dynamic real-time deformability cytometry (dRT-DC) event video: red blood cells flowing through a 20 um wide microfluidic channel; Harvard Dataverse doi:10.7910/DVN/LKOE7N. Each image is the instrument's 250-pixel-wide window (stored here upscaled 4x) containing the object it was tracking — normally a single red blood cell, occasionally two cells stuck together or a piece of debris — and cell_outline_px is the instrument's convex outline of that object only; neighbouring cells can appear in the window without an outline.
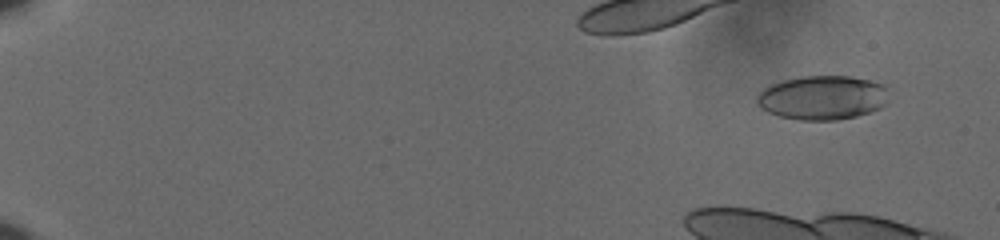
{"species": "human", "species_latin": "Homo sapiens", "temperature_condition": "cold", "stored_images_in_passage": 20, "camera_frame_rate_fps": 3000, "um_per_image_px": 0.085, "donor": {"sex": "male"}, "frame": {"image": 1, "passage_image": 6, "time_ms": 1.667, "image_size_px": [1000, 240], "cell_outline_px": [[888, 104], [872, 112], [856, 116], [836, 120], [800, 120], [780, 116], [768, 112], [760, 108], [756, 104], [756, 92], [760, 88], [768, 84], [784, 80], [804, 76], [852, 76], [888, 84]], "centroid_in_image_um": [69.92, 8.29], "position_along_channel_um": 15.1, "area_um2": 34.8}}